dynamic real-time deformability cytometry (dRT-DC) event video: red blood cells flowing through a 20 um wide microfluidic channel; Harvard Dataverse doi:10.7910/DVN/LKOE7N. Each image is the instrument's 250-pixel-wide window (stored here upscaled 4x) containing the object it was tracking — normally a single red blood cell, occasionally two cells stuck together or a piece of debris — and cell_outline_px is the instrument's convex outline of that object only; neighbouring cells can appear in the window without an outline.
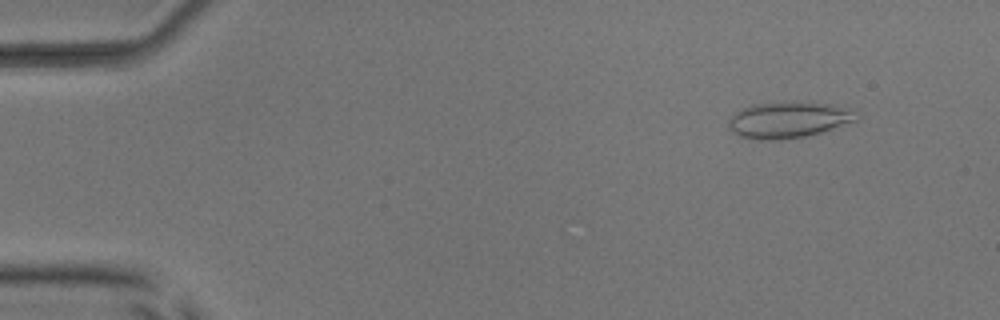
{"species": "common noctule bat (a hibernating species)", "species_latin": "Nyctalus noctula", "temperature_condition": "room temperature", "stored_images_in_passage": 51, "camera_frame_rate_fps": 3000, "um_per_image_px": 0.085, "animal": {"sex": "male", "body_mass_g": 17.9, "forearm_length_mm": 54.2}, "frame": {"image": 1, "passage_image": 5, "time_ms": 1.333, "image_size_px": [1000, 320], "cell_outline_px": [[860, 116], [856, 120], [808, 136], [780, 140], [756, 140], [740, 136], [732, 132], [728, 128], [728, 120], [736, 112], [752, 104], [784, 100], [832, 104], [856, 108]], "centroid_in_image_um": [67.05, 10.16], "position_along_channel_um": 18.0, "area_um2": 27.69}}
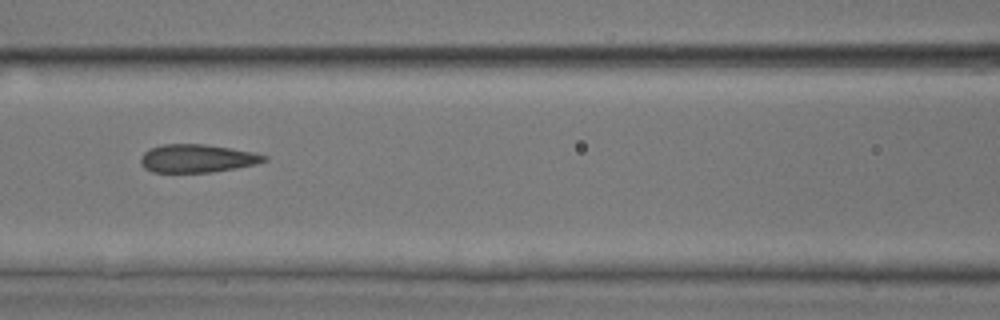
{"frame": {"image": 2, "passage_image": 23, "time_ms": 7.333, "image_size_px": [1000, 320], "cell_outline_px": [[268, 160], [256, 164], [236, 168], [212, 172], [152, 172], [144, 168], [140, 164], [140, 156], [148, 148], [164, 144], [204, 144], [256, 152], [268, 156]], "centroid_in_image_um": [16.75, 13.46], "position_along_channel_um": 149.8, "area_um2": 20.46}}
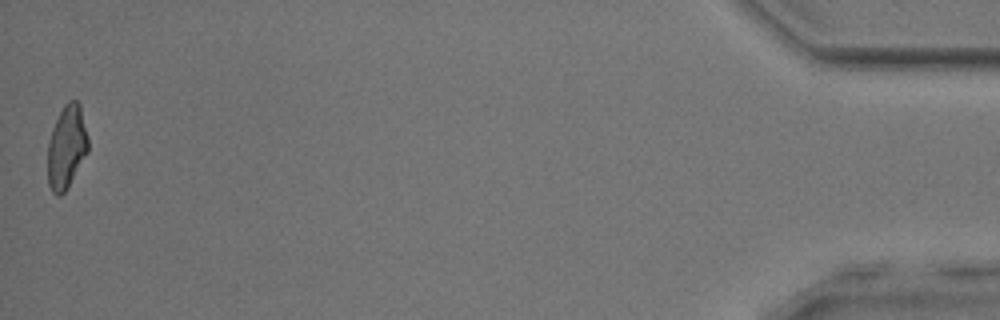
{"frame": {"image": 3, "passage_image": 51, "time_ms": 16.667, "image_size_px": [1000, 320], "cell_outline_px": [[88, 152], [68, 188], [60, 196], [56, 196], [52, 192], [48, 184], [48, 144], [52, 128], [64, 104], [68, 100], [76, 100], [80, 104], [88, 136]], "centroid_in_image_um": [5.67, 12.51], "position_along_channel_um": 429.5, "area_um2": 19.77}, "authors_computed_cell_mechanics": {"area_um2": 20.4612, "velocity_mm_per_s": 3.9984, "shape_relaxation_time_tau1_ms": 9.9299, "shape_relaxation_time_tau2_ms": 1.537, "deformation_change_tau1": 0.2187, "deformation_change_tau2": 0.0811}}